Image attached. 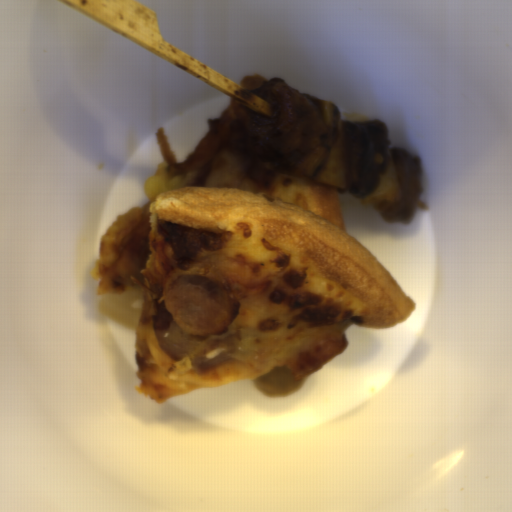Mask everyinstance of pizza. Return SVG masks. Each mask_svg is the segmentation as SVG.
<instances>
[{
  "label": "pizza",
  "mask_w": 512,
  "mask_h": 512,
  "mask_svg": "<svg viewBox=\"0 0 512 512\" xmlns=\"http://www.w3.org/2000/svg\"><path fill=\"white\" fill-rule=\"evenodd\" d=\"M268 81L245 77L184 161L157 128L162 161L144 182L148 203L119 214L100 240L97 294L131 287L143 294L134 328L137 390L152 403L253 381L332 332L389 330L415 311L390 272L348 233L335 187L233 147L237 100L271 117L269 103L250 91ZM189 273L221 284L240 304L233 325L241 343L229 362L209 371L189 357L168 358L153 330L157 305Z\"/></svg>",
  "instance_id": "1"
}]
</instances>
